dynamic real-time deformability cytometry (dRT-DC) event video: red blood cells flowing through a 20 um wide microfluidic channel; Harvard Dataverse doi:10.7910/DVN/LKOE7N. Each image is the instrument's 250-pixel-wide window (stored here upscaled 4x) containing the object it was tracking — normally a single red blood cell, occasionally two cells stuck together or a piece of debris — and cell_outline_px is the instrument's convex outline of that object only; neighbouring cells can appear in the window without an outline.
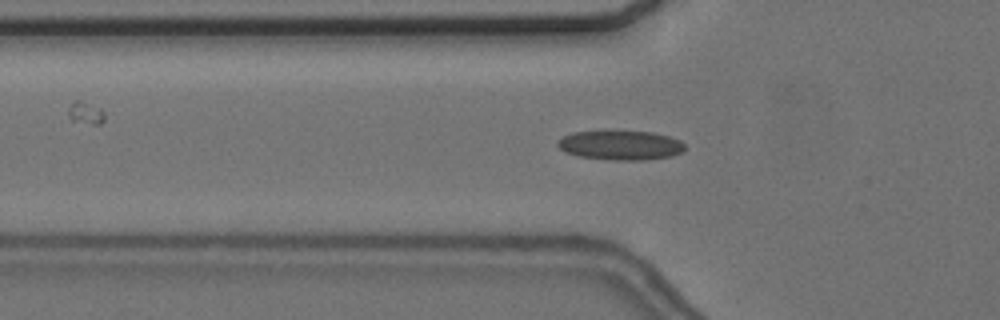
{"species": "common noctule bat (a hibernating species)", "species_latin": "Nyctalus noctula", "temperature_condition": "cold", "stored_images_in_passage": 39, "camera_frame_rate_fps": 3000, "um_per_image_px": 0.085, "animal": {"sex": "female", "body_mass_g": 24.6, "forearm_length_mm": 56.2}, "frame": {"image": 1, "passage_image": 2, "time_ms": 0.333, "image_size_px": [1000, 320], "cell_outline_px": [[684, 152], [672, 156], [644, 160], [612, 160], [580, 156], [564, 152], [556, 144], [556, 140], [572, 132], [608, 128], [612, 128], [652, 132], [668, 136], [680, 140], [684, 144]], "centroid_in_image_um": [52.71, 12.29], "position_along_channel_um": 73.1, "area_um2": 22.83}}
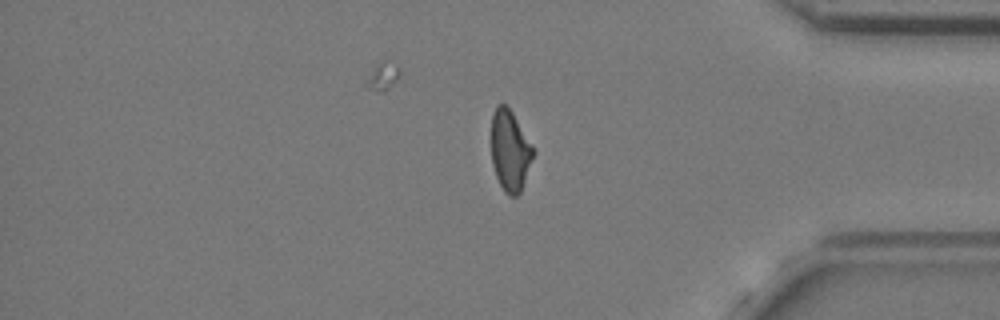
{"frame": {"image": 2, "passage_image": 30, "time_ms": 9.667, "image_size_px": [1000, 320], "cell_outline_px": [[536, 152], [520, 192], [516, 196], [508, 196], [504, 192], [496, 176], [492, 164], [492, 112], [496, 104], [504, 104], [512, 112]], "centroid_in_image_um": [43.35, 12.82], "position_along_channel_um": 391.8, "area_um2": 19.71}}
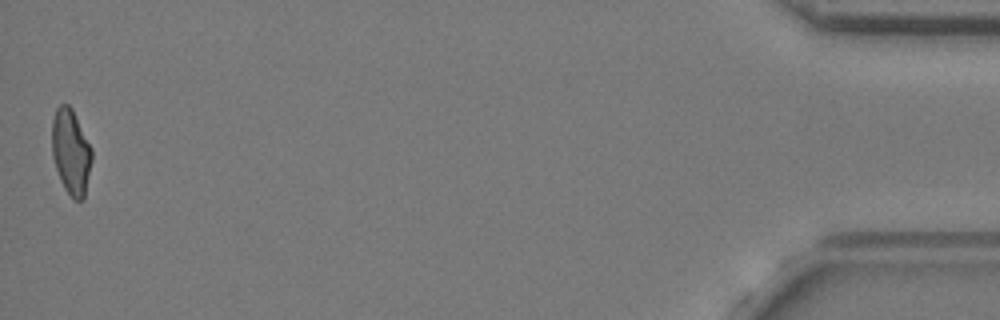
{"frame": {"image": 3, "passage_image": 39, "time_ms": 12.667, "image_size_px": [1000, 320], "cell_outline_px": [[92, 160], [84, 200], [72, 200], [64, 188], [60, 180], [52, 156], [52, 120], [56, 108], [60, 104], [68, 104], [72, 108], [92, 148]], "centroid_in_image_um": [6.03, 12.93], "position_along_channel_um": 429.2, "area_um2": 20.06}, "authors_computed_cell_mechanics": {"area_um2": 20.1722, "velocity_mm_per_s": 3.6426, "shape_relaxation_time_tau1_ms": null, "shape_relaxation_time_tau2_ms": 3.2997, "deformation_change_tau1": null, "deformation_change_tau2": 0.0957}}